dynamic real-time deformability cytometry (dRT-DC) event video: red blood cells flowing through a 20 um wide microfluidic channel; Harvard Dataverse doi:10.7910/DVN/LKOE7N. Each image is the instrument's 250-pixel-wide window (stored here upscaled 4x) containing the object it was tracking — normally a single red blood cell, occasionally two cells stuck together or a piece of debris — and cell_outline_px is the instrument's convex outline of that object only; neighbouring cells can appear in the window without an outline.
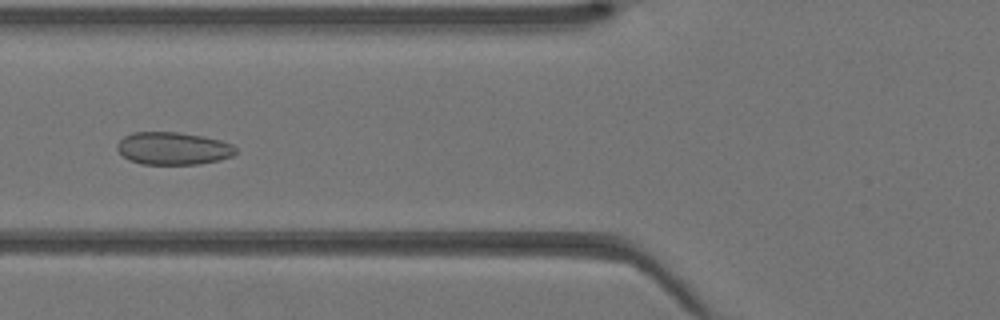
{"species": "Egyptian fruit bat (a non-hibernating species)", "species_latin": "Rousettus aegyptiacus", "temperature_condition": "warm", "stored_images_in_passage": 42, "camera_frame_rate_fps": 3000, "um_per_image_px": 0.085, "animal": {"sex": "female"}, "frame": {"image": 1, "passage_image": 16, "time_ms": 5.0, "image_size_px": [1000, 320], "cell_outline_px": [[236, 152], [232, 156], [220, 160], [200, 164], [140, 164], [128, 160], [116, 148], [116, 144], [124, 136], [132, 132], [176, 132], [204, 136], [220, 140], [232, 144], [236, 148]], "centroid_in_image_um": [14.71, 12.62], "position_along_channel_um": 111.1, "area_um2": 22.66}}
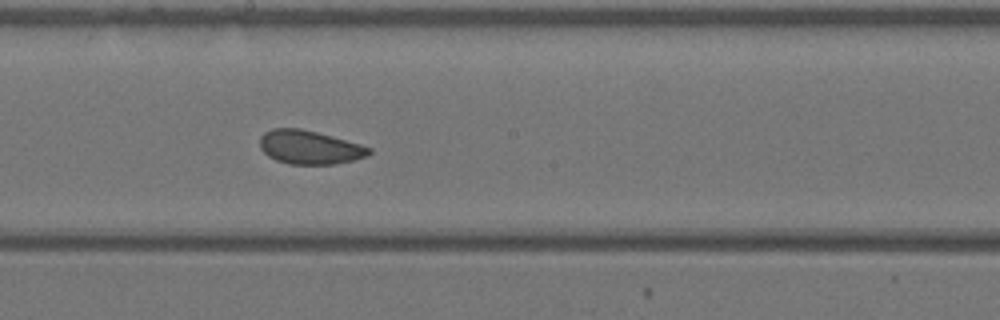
{"frame": {"image": 2, "passage_image": 23, "time_ms": 7.333, "image_size_px": [1000, 320], "cell_outline_px": [[372, 152], [368, 156], [352, 160], [332, 164], [288, 164], [276, 160], [268, 156], [260, 148], [260, 136], [264, 132], [272, 128], [300, 128], [332, 136], [360, 144], [372, 148]], "centroid_in_image_um": [26.3, 12.51], "position_along_channel_um": 221.9, "area_um2": 21.44}}
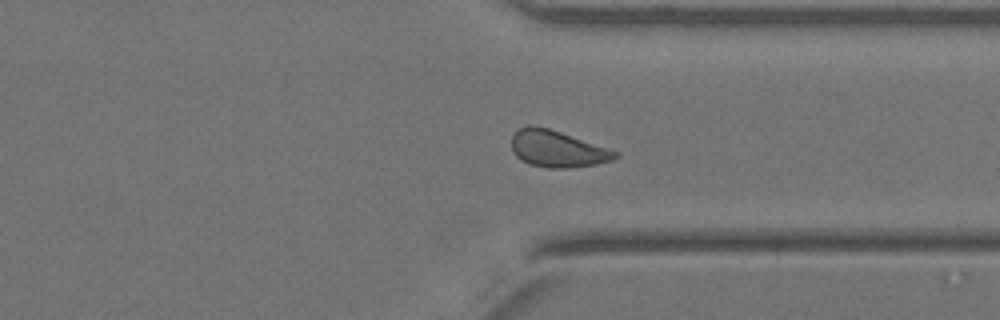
{"frame": {"image": 3, "passage_image": 32, "time_ms": 10.333, "image_size_px": [1000, 320], "cell_outline_px": [[620, 156], [612, 160], [596, 164], [568, 168], [548, 168], [528, 164], [520, 160], [516, 156], [512, 148], [512, 136], [520, 128], [528, 124], [532, 124], [548, 128], [620, 152]], "centroid_in_image_um": [47.37, 12.66], "position_along_channel_um": 364.0, "area_um2": 22.14}}